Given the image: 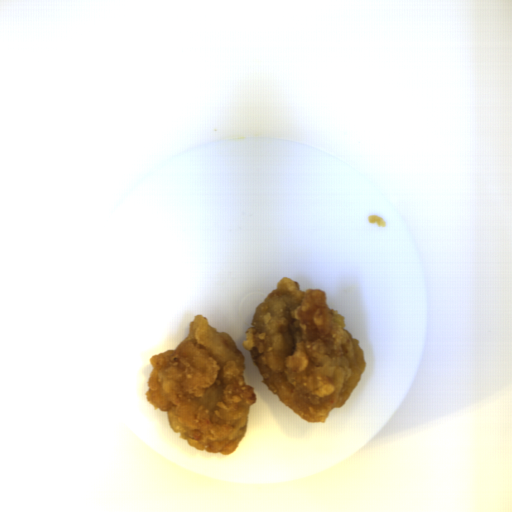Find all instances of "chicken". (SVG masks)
<instances>
[{
	"label": "chicken",
	"instance_id": "52989762",
	"mask_svg": "<svg viewBox=\"0 0 512 512\" xmlns=\"http://www.w3.org/2000/svg\"><path fill=\"white\" fill-rule=\"evenodd\" d=\"M150 362L146 398L166 412L168 426L193 448L235 452L257 394L246 385V356L233 338L198 314L183 340Z\"/></svg>",
	"mask_w": 512,
	"mask_h": 512
},
{
	"label": "chicken",
	"instance_id": "ae283196",
	"mask_svg": "<svg viewBox=\"0 0 512 512\" xmlns=\"http://www.w3.org/2000/svg\"><path fill=\"white\" fill-rule=\"evenodd\" d=\"M326 292L281 278L253 313L243 346L266 388L307 423L324 422L359 384L366 357Z\"/></svg>",
	"mask_w": 512,
	"mask_h": 512
}]
</instances>
